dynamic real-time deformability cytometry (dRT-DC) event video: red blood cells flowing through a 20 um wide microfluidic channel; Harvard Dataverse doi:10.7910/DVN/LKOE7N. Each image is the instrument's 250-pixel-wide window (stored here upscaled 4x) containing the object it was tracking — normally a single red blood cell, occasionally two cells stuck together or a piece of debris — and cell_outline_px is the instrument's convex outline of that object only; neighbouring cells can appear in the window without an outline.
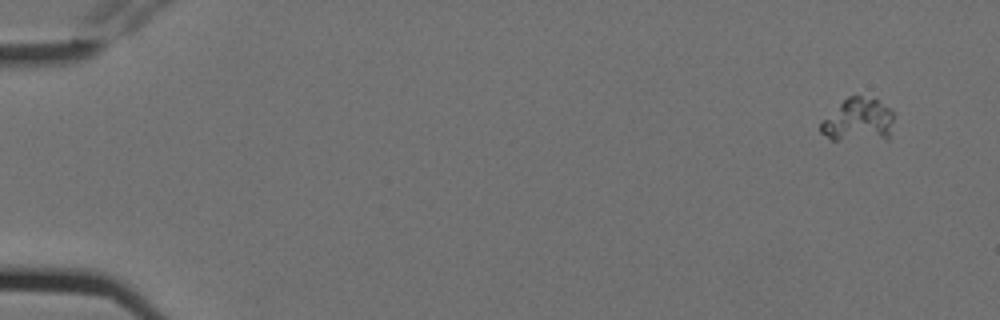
{"species": "Egyptian fruit bat (a non-hibernating species)", "species_latin": "Rousettus aegyptiacus", "temperature_condition": "cold", "stored_images_in_passage": 3, "camera_frame_rate_fps": 3000, "um_per_image_px": 0.085, "animal": {"sex": "female"}, "frame": {"image": 1, "passage_image": 1, "time_ms": 0.0, "image_size_px": [1000, 320], "cell_outline_px": [[892, 120], [888, 140], [832, 140], [820, 132], [820, 124], [848, 96], [860, 96], [876, 100], [888, 108], [892, 112]], "centroid_in_image_um": [72.95, 10.25], "position_along_channel_um": 12.0, "area_um2": 18.09}}